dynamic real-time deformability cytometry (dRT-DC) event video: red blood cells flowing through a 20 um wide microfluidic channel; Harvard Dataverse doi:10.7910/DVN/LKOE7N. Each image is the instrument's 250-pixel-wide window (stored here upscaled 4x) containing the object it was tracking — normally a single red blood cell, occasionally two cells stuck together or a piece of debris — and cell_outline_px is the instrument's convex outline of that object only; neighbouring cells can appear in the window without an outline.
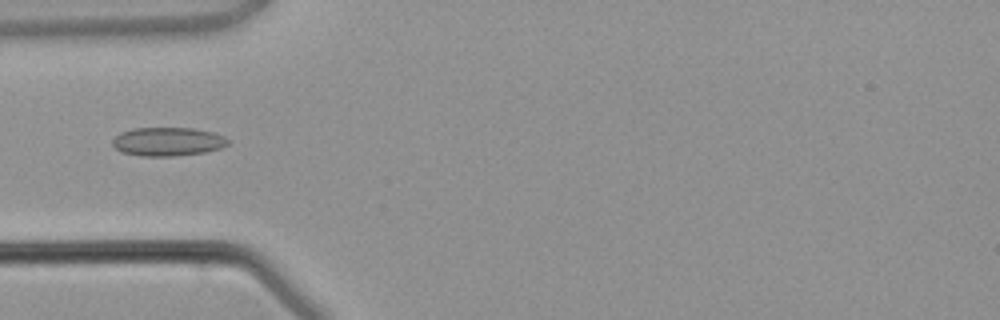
{"species": "common noctule bat (a hibernating species)", "species_latin": "Nyctalus noctula", "temperature_condition": "warm", "stored_images_in_passage": 4, "camera_frame_rate_fps": 3000, "um_per_image_px": 0.085, "animal": {"sex": "male", "body_mass_g": 21.5, "forearm_length_mm": 52.0}, "frame": {"image": 1, "passage_image": 4, "time_ms": 3.667, "image_size_px": [1000, 320], "cell_outline_px": [[228, 144], [220, 148], [204, 152], [172, 156], [140, 156], [120, 152], [112, 144], [112, 140], [120, 132], [132, 128], [192, 128], [212, 132], [224, 136], [228, 140]], "centroid_in_image_um": [14.22, 12.03], "position_along_channel_um": 70.8, "area_um2": 19.25}}